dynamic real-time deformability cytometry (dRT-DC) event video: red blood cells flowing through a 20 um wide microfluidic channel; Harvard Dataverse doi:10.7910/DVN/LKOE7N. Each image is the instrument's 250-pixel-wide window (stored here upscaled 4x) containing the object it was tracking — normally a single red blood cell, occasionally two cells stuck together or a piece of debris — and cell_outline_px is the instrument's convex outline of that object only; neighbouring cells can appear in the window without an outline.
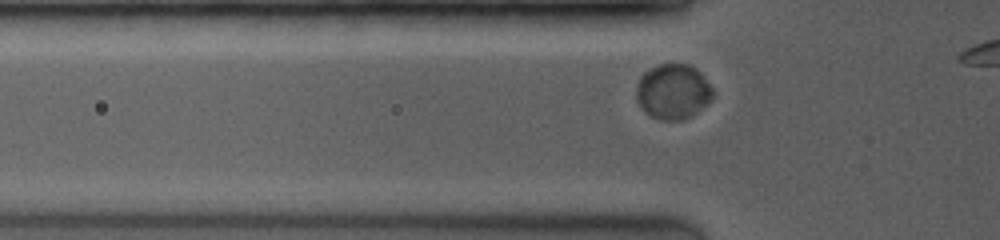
{"species": "common noctule bat (a hibernating species)", "species_latin": "Nyctalus noctula", "temperature_condition": "room temperature", "stored_images_in_passage": 12, "camera_frame_rate_fps": 3500, "um_per_image_px": 0.085, "animal": {"sex": "female", "body_mass_g": 19.0, "forearm_length_mm": 53.3}, "frame": {"image": 1, "passage_image": 4, "time_ms": 0.857, "image_size_px": [1000, 240], "cell_outline_px": [[712, 100], [692, 116], [680, 120], [660, 120], [644, 112], [636, 100], [636, 88], [640, 76], [644, 72], [660, 64], [688, 64], [696, 68], [700, 72], [712, 88]], "centroid_in_image_um": [57.19, 7.79], "position_along_channel_um": 68.6, "area_um2": 24.62}}
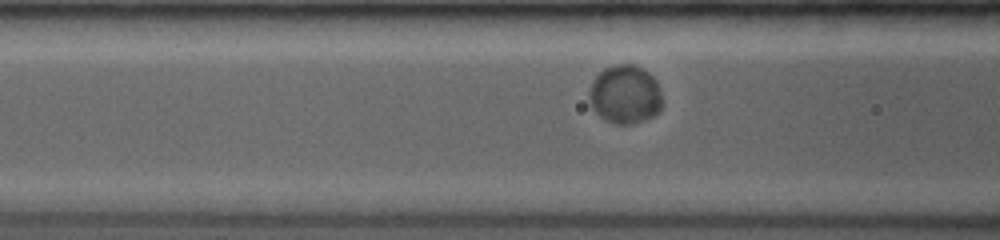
{"frame": {"image": 2, "passage_image": 7, "time_ms": 2.0, "image_size_px": [1000, 240], "cell_outline_px": [[660, 112], [652, 116], [632, 124], [616, 124], [604, 120], [592, 108], [592, 84], [596, 76], [604, 68], [616, 64], [632, 64], [648, 72], [656, 80], [660, 88]], "centroid_in_image_um": [53.16, 8.03], "position_along_channel_um": 113.4, "area_um2": 24.45}}
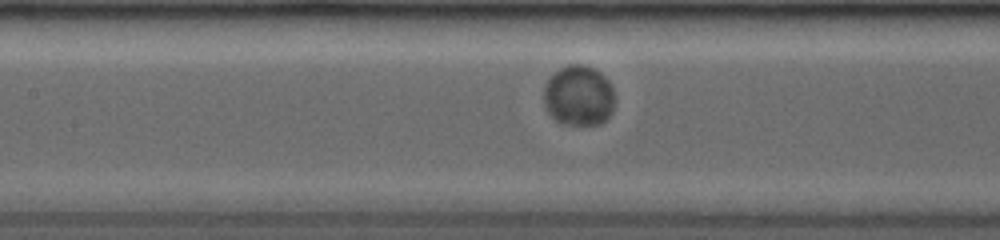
{"frame": {"image": 3, "passage_image": 10, "time_ms": 3.143, "image_size_px": [1000, 240], "cell_outline_px": [[612, 112], [600, 124], [560, 124], [544, 108], [544, 88], [548, 80], [560, 68], [568, 64], [580, 64], [592, 68], [600, 72], [608, 80], [612, 88]], "centroid_in_image_um": [49.16, 8.13], "position_along_channel_um": 158.2, "area_um2": 24.68}}